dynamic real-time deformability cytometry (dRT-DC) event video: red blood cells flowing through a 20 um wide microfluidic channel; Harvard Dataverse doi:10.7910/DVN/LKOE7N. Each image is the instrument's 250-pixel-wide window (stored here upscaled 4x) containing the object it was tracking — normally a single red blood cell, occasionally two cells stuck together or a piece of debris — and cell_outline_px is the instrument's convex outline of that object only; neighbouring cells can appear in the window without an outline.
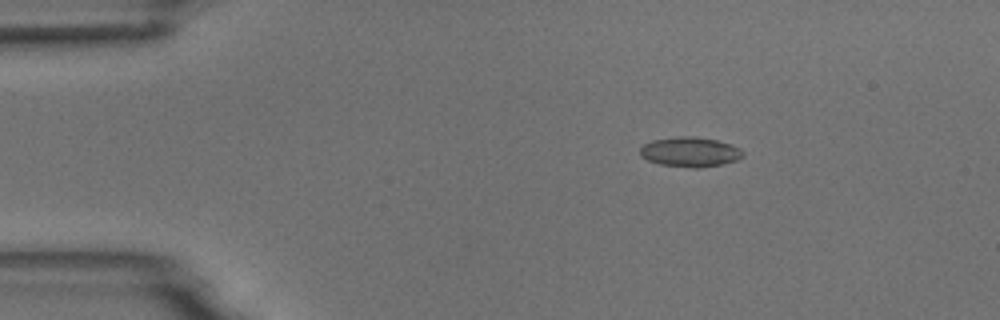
{"species": "common noctule bat (a hibernating species)", "species_latin": "Nyctalus noctula", "temperature_condition": "room temperature", "stored_images_in_passage": 5, "camera_frame_rate_fps": 3000, "um_per_image_px": 0.085, "animal": {"sex": "male", "body_mass_g": 18.8}, "frame": {"image": 1, "passage_image": 3, "time_ms": 2.333, "image_size_px": [1000, 320], "cell_outline_px": [[744, 156], [736, 160], [720, 164], [700, 168], [692, 168], [660, 164], [648, 160], [640, 156], [640, 148], [644, 144], [652, 140], [680, 136], [692, 136], [716, 140], [732, 144], [740, 148], [744, 152]], "centroid_in_image_um": [58.66, 12.91], "position_along_channel_um": 26.3, "area_um2": 17.86}}
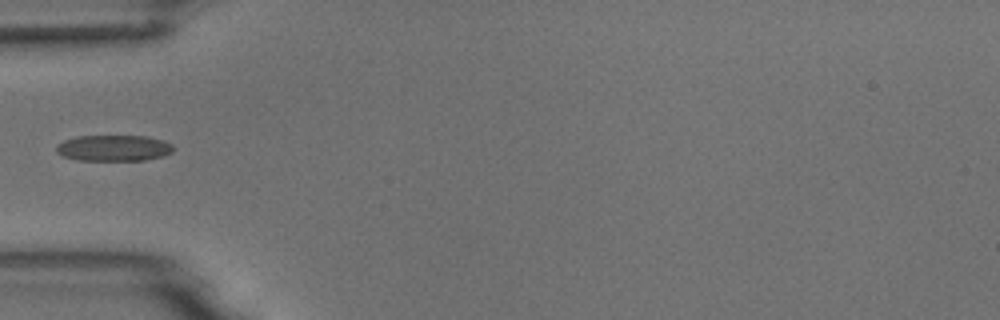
{"frame": {"image": 2, "passage_image": 5, "time_ms": 5.333, "image_size_px": [1000, 320], "cell_outline_px": [[172, 152], [164, 156], [144, 160], [76, 160], [64, 156], [56, 152], [56, 144], [64, 140], [76, 136], [148, 136], [172, 144]], "centroid_in_image_um": [9.63, 12.58], "position_along_channel_um": 75.4, "area_um2": 17.74}}